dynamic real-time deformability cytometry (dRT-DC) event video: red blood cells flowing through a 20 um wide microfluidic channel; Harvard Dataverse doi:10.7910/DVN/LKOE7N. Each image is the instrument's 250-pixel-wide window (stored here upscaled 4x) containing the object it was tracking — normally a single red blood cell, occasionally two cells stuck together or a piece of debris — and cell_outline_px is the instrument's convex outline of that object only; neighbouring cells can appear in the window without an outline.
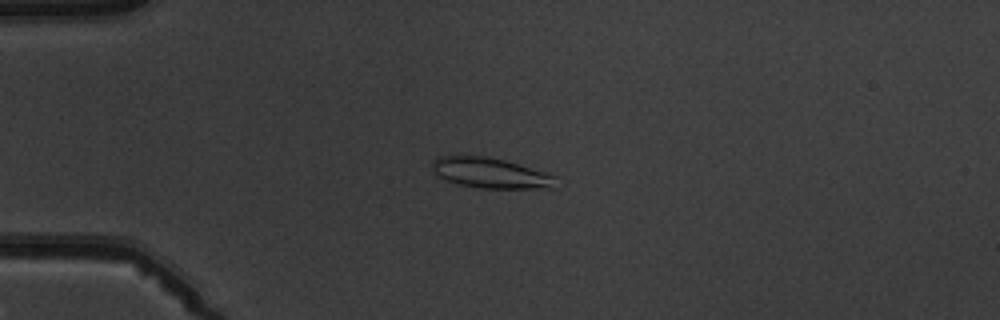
{"species": "common noctule bat (a hibernating species)", "species_latin": "Nyctalus noctula", "temperature_condition": "warm", "stored_images_in_passage": 3, "camera_frame_rate_fps": 3000, "um_per_image_px": 0.085, "animal": {"sex": "male", "body_mass_g": 19.5, "forearm_length_mm": 54.6}, "frame": {"image": 1, "passage_image": 2, "time_ms": 1.333, "image_size_px": [1000, 320], "cell_outline_px": [[556, 188], [480, 188], [456, 184], [436, 176], [432, 168], [432, 160], [440, 156], [488, 156], [504, 160], [544, 172], [556, 176]], "centroid_in_image_um": [41.66, 14.71], "position_along_channel_um": 43.3, "area_um2": 21.91}}